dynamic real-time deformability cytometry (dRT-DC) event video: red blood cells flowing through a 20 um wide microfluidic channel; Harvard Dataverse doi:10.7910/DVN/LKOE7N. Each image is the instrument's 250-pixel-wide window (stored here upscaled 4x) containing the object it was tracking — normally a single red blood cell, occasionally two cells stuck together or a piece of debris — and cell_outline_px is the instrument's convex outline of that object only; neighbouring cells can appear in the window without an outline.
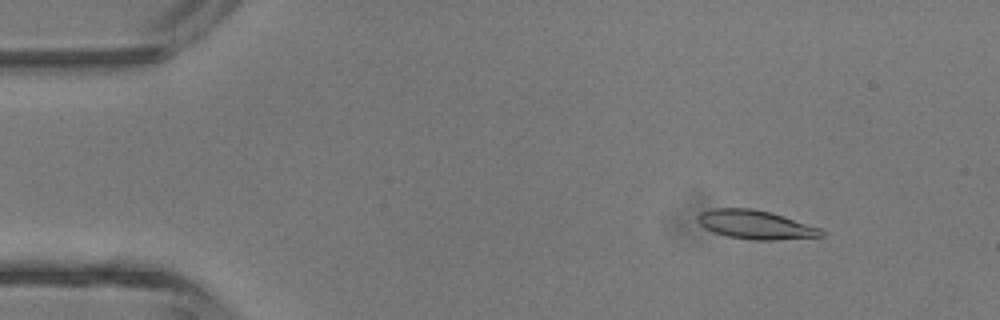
{"species": "common noctule bat (a hibernating species)", "species_latin": "Nyctalus noctula", "temperature_condition": "room temperature", "stored_images_in_passage": 4, "camera_frame_rate_fps": 3000, "um_per_image_px": 0.085, "animal": {"sex": "male", "body_mass_g": 13.3}, "frame": {"image": 1, "passage_image": 2, "time_ms": 1.0, "image_size_px": [1000, 320], "cell_outline_px": [[824, 236], [776, 240], [752, 240], [728, 236], [712, 232], [704, 228], [696, 220], [696, 216], [700, 212], [712, 208], [752, 208], [784, 216], [820, 228], [824, 232]], "centroid_in_image_um": [64.17, 19.1], "position_along_channel_um": 20.8, "area_um2": 20.81}}